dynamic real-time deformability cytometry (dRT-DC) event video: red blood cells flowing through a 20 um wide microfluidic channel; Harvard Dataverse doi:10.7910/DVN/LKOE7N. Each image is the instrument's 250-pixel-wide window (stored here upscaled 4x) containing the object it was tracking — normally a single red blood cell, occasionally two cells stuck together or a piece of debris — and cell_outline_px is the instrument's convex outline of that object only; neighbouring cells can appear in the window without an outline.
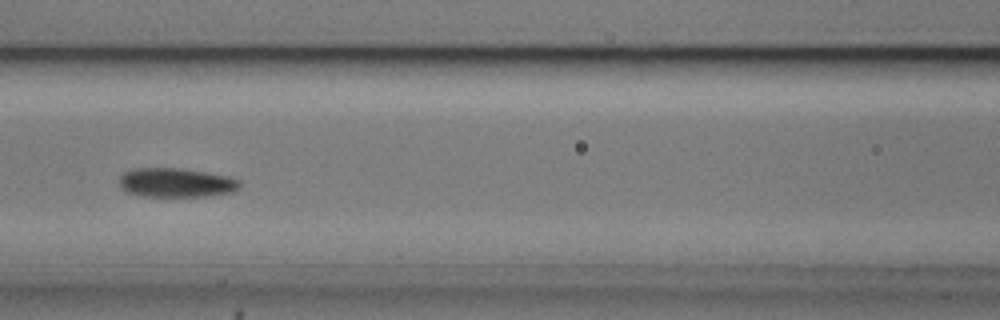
{"species": "common noctule bat (a hibernating species)", "species_latin": "Nyctalus noctula", "temperature_condition": "cold", "stored_images_in_passage": 6, "camera_frame_rate_fps": 3000, "um_per_image_px": 0.085, "animal": {"sex": "male", "body_mass_g": 20.5, "forearm_length_mm": 52.5}, "frame": {"image": 1, "passage_image": 6, "time_ms": 6.0, "image_size_px": [1000, 320], "cell_outline_px": [[240, 188], [232, 192], [208, 196], [144, 196], [128, 192], [120, 188], [120, 176], [124, 172], [136, 168], [180, 168], [228, 176], [240, 180]], "centroid_in_image_um": [14.98, 15.52], "position_along_channel_um": 151.6, "area_um2": 20.4}}